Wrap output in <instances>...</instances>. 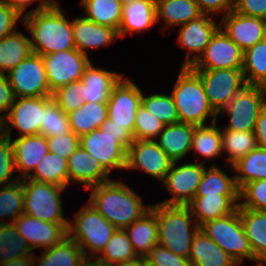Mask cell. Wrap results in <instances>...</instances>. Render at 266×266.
<instances>
[{
  "mask_svg": "<svg viewBox=\"0 0 266 266\" xmlns=\"http://www.w3.org/2000/svg\"><path fill=\"white\" fill-rule=\"evenodd\" d=\"M86 191H90L87 202L117 229H125L140 219L152 205L143 203L141 195L122 178H113Z\"/></svg>",
  "mask_w": 266,
  "mask_h": 266,
  "instance_id": "cell-1",
  "label": "cell"
},
{
  "mask_svg": "<svg viewBox=\"0 0 266 266\" xmlns=\"http://www.w3.org/2000/svg\"><path fill=\"white\" fill-rule=\"evenodd\" d=\"M64 11L60 4L26 11L22 25L31 36L32 53L43 56L75 49L72 19Z\"/></svg>",
  "mask_w": 266,
  "mask_h": 266,
  "instance_id": "cell-2",
  "label": "cell"
},
{
  "mask_svg": "<svg viewBox=\"0 0 266 266\" xmlns=\"http://www.w3.org/2000/svg\"><path fill=\"white\" fill-rule=\"evenodd\" d=\"M179 69L170 94L180 123L199 126L217 121L219 115L209 104L200 76L191 67Z\"/></svg>",
  "mask_w": 266,
  "mask_h": 266,
  "instance_id": "cell-3",
  "label": "cell"
},
{
  "mask_svg": "<svg viewBox=\"0 0 266 266\" xmlns=\"http://www.w3.org/2000/svg\"><path fill=\"white\" fill-rule=\"evenodd\" d=\"M158 222V244L188 258L195 234L200 230L187 205L152 203Z\"/></svg>",
  "mask_w": 266,
  "mask_h": 266,
  "instance_id": "cell-4",
  "label": "cell"
},
{
  "mask_svg": "<svg viewBox=\"0 0 266 266\" xmlns=\"http://www.w3.org/2000/svg\"><path fill=\"white\" fill-rule=\"evenodd\" d=\"M86 203L74 212V219H69L67 232L68 237L82 249L86 259H96L117 228Z\"/></svg>",
  "mask_w": 266,
  "mask_h": 266,
  "instance_id": "cell-5",
  "label": "cell"
},
{
  "mask_svg": "<svg viewBox=\"0 0 266 266\" xmlns=\"http://www.w3.org/2000/svg\"><path fill=\"white\" fill-rule=\"evenodd\" d=\"M24 213L45 222L69 225L64 215L62 194L68 188L52 183L23 179Z\"/></svg>",
  "mask_w": 266,
  "mask_h": 266,
  "instance_id": "cell-6",
  "label": "cell"
},
{
  "mask_svg": "<svg viewBox=\"0 0 266 266\" xmlns=\"http://www.w3.org/2000/svg\"><path fill=\"white\" fill-rule=\"evenodd\" d=\"M200 229L231 256L238 266L246 259L250 262L257 260L246 237L238 208L229 215L207 221Z\"/></svg>",
  "mask_w": 266,
  "mask_h": 266,
  "instance_id": "cell-7",
  "label": "cell"
},
{
  "mask_svg": "<svg viewBox=\"0 0 266 266\" xmlns=\"http://www.w3.org/2000/svg\"><path fill=\"white\" fill-rule=\"evenodd\" d=\"M265 105L266 87L245 85L218 113L227 117L222 127L234 131H254L259 113Z\"/></svg>",
  "mask_w": 266,
  "mask_h": 266,
  "instance_id": "cell-8",
  "label": "cell"
},
{
  "mask_svg": "<svg viewBox=\"0 0 266 266\" xmlns=\"http://www.w3.org/2000/svg\"><path fill=\"white\" fill-rule=\"evenodd\" d=\"M193 70L200 76L209 104L217 114L247 85L242 68Z\"/></svg>",
  "mask_w": 266,
  "mask_h": 266,
  "instance_id": "cell-9",
  "label": "cell"
},
{
  "mask_svg": "<svg viewBox=\"0 0 266 266\" xmlns=\"http://www.w3.org/2000/svg\"><path fill=\"white\" fill-rule=\"evenodd\" d=\"M182 163L183 161L172 163L164 181L161 183L171 196L159 203L187 205L195 197L207 165L192 161Z\"/></svg>",
  "mask_w": 266,
  "mask_h": 266,
  "instance_id": "cell-10",
  "label": "cell"
},
{
  "mask_svg": "<svg viewBox=\"0 0 266 266\" xmlns=\"http://www.w3.org/2000/svg\"><path fill=\"white\" fill-rule=\"evenodd\" d=\"M15 98L52 96L42 56L31 53L6 74Z\"/></svg>",
  "mask_w": 266,
  "mask_h": 266,
  "instance_id": "cell-11",
  "label": "cell"
},
{
  "mask_svg": "<svg viewBox=\"0 0 266 266\" xmlns=\"http://www.w3.org/2000/svg\"><path fill=\"white\" fill-rule=\"evenodd\" d=\"M42 59L52 93L60 87L80 80L91 62L89 55L83 54L76 48L43 55Z\"/></svg>",
  "mask_w": 266,
  "mask_h": 266,
  "instance_id": "cell-12",
  "label": "cell"
},
{
  "mask_svg": "<svg viewBox=\"0 0 266 266\" xmlns=\"http://www.w3.org/2000/svg\"><path fill=\"white\" fill-rule=\"evenodd\" d=\"M142 93L140 86L125 75L113 87L107 102V116L115 124L124 126L134 137L136 112L141 105Z\"/></svg>",
  "mask_w": 266,
  "mask_h": 266,
  "instance_id": "cell-13",
  "label": "cell"
},
{
  "mask_svg": "<svg viewBox=\"0 0 266 266\" xmlns=\"http://www.w3.org/2000/svg\"><path fill=\"white\" fill-rule=\"evenodd\" d=\"M218 17L202 14L178 27L177 44L185 49V59L181 67H191L204 52L212 36L220 28Z\"/></svg>",
  "mask_w": 266,
  "mask_h": 266,
  "instance_id": "cell-14",
  "label": "cell"
},
{
  "mask_svg": "<svg viewBox=\"0 0 266 266\" xmlns=\"http://www.w3.org/2000/svg\"><path fill=\"white\" fill-rule=\"evenodd\" d=\"M52 100V96L15 98L6 116L7 138L12 139L15 129L17 137L40 134L43 109Z\"/></svg>",
  "mask_w": 266,
  "mask_h": 266,
  "instance_id": "cell-15",
  "label": "cell"
},
{
  "mask_svg": "<svg viewBox=\"0 0 266 266\" xmlns=\"http://www.w3.org/2000/svg\"><path fill=\"white\" fill-rule=\"evenodd\" d=\"M80 146L95 157L110 174L125 171L127 150L121 145V136H112L100 128L80 137Z\"/></svg>",
  "mask_w": 266,
  "mask_h": 266,
  "instance_id": "cell-16",
  "label": "cell"
},
{
  "mask_svg": "<svg viewBox=\"0 0 266 266\" xmlns=\"http://www.w3.org/2000/svg\"><path fill=\"white\" fill-rule=\"evenodd\" d=\"M173 161L158 146L155 140H136L127 150L126 168L145 172L149 177L164 181Z\"/></svg>",
  "mask_w": 266,
  "mask_h": 266,
  "instance_id": "cell-17",
  "label": "cell"
},
{
  "mask_svg": "<svg viewBox=\"0 0 266 266\" xmlns=\"http://www.w3.org/2000/svg\"><path fill=\"white\" fill-rule=\"evenodd\" d=\"M243 51L219 28L192 69L243 68Z\"/></svg>",
  "mask_w": 266,
  "mask_h": 266,
  "instance_id": "cell-18",
  "label": "cell"
},
{
  "mask_svg": "<svg viewBox=\"0 0 266 266\" xmlns=\"http://www.w3.org/2000/svg\"><path fill=\"white\" fill-rule=\"evenodd\" d=\"M30 249H48L60 244L68 237V226L45 222L22 213L13 223Z\"/></svg>",
  "mask_w": 266,
  "mask_h": 266,
  "instance_id": "cell-19",
  "label": "cell"
},
{
  "mask_svg": "<svg viewBox=\"0 0 266 266\" xmlns=\"http://www.w3.org/2000/svg\"><path fill=\"white\" fill-rule=\"evenodd\" d=\"M219 21L220 28L243 52L266 38L265 19L244 16L232 10Z\"/></svg>",
  "mask_w": 266,
  "mask_h": 266,
  "instance_id": "cell-20",
  "label": "cell"
},
{
  "mask_svg": "<svg viewBox=\"0 0 266 266\" xmlns=\"http://www.w3.org/2000/svg\"><path fill=\"white\" fill-rule=\"evenodd\" d=\"M95 66L91 61L80 79V93L85 102L107 103L113 87L125 75Z\"/></svg>",
  "mask_w": 266,
  "mask_h": 266,
  "instance_id": "cell-21",
  "label": "cell"
},
{
  "mask_svg": "<svg viewBox=\"0 0 266 266\" xmlns=\"http://www.w3.org/2000/svg\"><path fill=\"white\" fill-rule=\"evenodd\" d=\"M68 188L76 184L85 189L106 183L112 176L102 167L99 161L81 146L68 158ZM111 177V178H110Z\"/></svg>",
  "mask_w": 266,
  "mask_h": 266,
  "instance_id": "cell-22",
  "label": "cell"
},
{
  "mask_svg": "<svg viewBox=\"0 0 266 266\" xmlns=\"http://www.w3.org/2000/svg\"><path fill=\"white\" fill-rule=\"evenodd\" d=\"M15 169L19 179L28 178L42 158L49 152L47 138L41 134L13 137Z\"/></svg>",
  "mask_w": 266,
  "mask_h": 266,
  "instance_id": "cell-23",
  "label": "cell"
},
{
  "mask_svg": "<svg viewBox=\"0 0 266 266\" xmlns=\"http://www.w3.org/2000/svg\"><path fill=\"white\" fill-rule=\"evenodd\" d=\"M72 29L75 48L85 55L88 50L107 47L119 39L115 29L87 20L83 15L72 18Z\"/></svg>",
  "mask_w": 266,
  "mask_h": 266,
  "instance_id": "cell-24",
  "label": "cell"
},
{
  "mask_svg": "<svg viewBox=\"0 0 266 266\" xmlns=\"http://www.w3.org/2000/svg\"><path fill=\"white\" fill-rule=\"evenodd\" d=\"M157 26L156 0H134L123 5L118 28L119 39L127 35L147 33Z\"/></svg>",
  "mask_w": 266,
  "mask_h": 266,
  "instance_id": "cell-25",
  "label": "cell"
},
{
  "mask_svg": "<svg viewBox=\"0 0 266 266\" xmlns=\"http://www.w3.org/2000/svg\"><path fill=\"white\" fill-rule=\"evenodd\" d=\"M239 205V195L195 196L188 204L196 223L218 219L234 212Z\"/></svg>",
  "mask_w": 266,
  "mask_h": 266,
  "instance_id": "cell-26",
  "label": "cell"
},
{
  "mask_svg": "<svg viewBox=\"0 0 266 266\" xmlns=\"http://www.w3.org/2000/svg\"><path fill=\"white\" fill-rule=\"evenodd\" d=\"M195 126L180 122L165 125L155 141L173 162L185 161L186 156L192 154L190 150Z\"/></svg>",
  "mask_w": 266,
  "mask_h": 266,
  "instance_id": "cell-27",
  "label": "cell"
},
{
  "mask_svg": "<svg viewBox=\"0 0 266 266\" xmlns=\"http://www.w3.org/2000/svg\"><path fill=\"white\" fill-rule=\"evenodd\" d=\"M157 24L166 31L175 29L202 15L195 0H156ZM163 21V22H162ZM163 23V24H162Z\"/></svg>",
  "mask_w": 266,
  "mask_h": 266,
  "instance_id": "cell-28",
  "label": "cell"
},
{
  "mask_svg": "<svg viewBox=\"0 0 266 266\" xmlns=\"http://www.w3.org/2000/svg\"><path fill=\"white\" fill-rule=\"evenodd\" d=\"M188 259L191 266H238L236 261L201 229L194 236Z\"/></svg>",
  "mask_w": 266,
  "mask_h": 266,
  "instance_id": "cell-29",
  "label": "cell"
},
{
  "mask_svg": "<svg viewBox=\"0 0 266 266\" xmlns=\"http://www.w3.org/2000/svg\"><path fill=\"white\" fill-rule=\"evenodd\" d=\"M197 156V163H206V160L220 159L223 156L221 143V125L218 121L207 125L195 126L191 150ZM203 157V158H202ZM202 158L203 160H199Z\"/></svg>",
  "mask_w": 266,
  "mask_h": 266,
  "instance_id": "cell-30",
  "label": "cell"
},
{
  "mask_svg": "<svg viewBox=\"0 0 266 266\" xmlns=\"http://www.w3.org/2000/svg\"><path fill=\"white\" fill-rule=\"evenodd\" d=\"M124 230L128 234L136 254L141 258H145L158 244L157 216L152 209Z\"/></svg>",
  "mask_w": 266,
  "mask_h": 266,
  "instance_id": "cell-31",
  "label": "cell"
},
{
  "mask_svg": "<svg viewBox=\"0 0 266 266\" xmlns=\"http://www.w3.org/2000/svg\"><path fill=\"white\" fill-rule=\"evenodd\" d=\"M34 266H83L86 260L82 249L69 237L52 248L44 249L35 255Z\"/></svg>",
  "mask_w": 266,
  "mask_h": 266,
  "instance_id": "cell-32",
  "label": "cell"
},
{
  "mask_svg": "<svg viewBox=\"0 0 266 266\" xmlns=\"http://www.w3.org/2000/svg\"><path fill=\"white\" fill-rule=\"evenodd\" d=\"M237 208L254 257L266 260V212L239 205Z\"/></svg>",
  "mask_w": 266,
  "mask_h": 266,
  "instance_id": "cell-33",
  "label": "cell"
},
{
  "mask_svg": "<svg viewBox=\"0 0 266 266\" xmlns=\"http://www.w3.org/2000/svg\"><path fill=\"white\" fill-rule=\"evenodd\" d=\"M32 53L29 36L17 30L0 40V74H8Z\"/></svg>",
  "mask_w": 266,
  "mask_h": 266,
  "instance_id": "cell-34",
  "label": "cell"
},
{
  "mask_svg": "<svg viewBox=\"0 0 266 266\" xmlns=\"http://www.w3.org/2000/svg\"><path fill=\"white\" fill-rule=\"evenodd\" d=\"M107 111V103L85 102L80 108L67 114L70 130L81 137L100 128L108 118Z\"/></svg>",
  "mask_w": 266,
  "mask_h": 266,
  "instance_id": "cell-35",
  "label": "cell"
},
{
  "mask_svg": "<svg viewBox=\"0 0 266 266\" xmlns=\"http://www.w3.org/2000/svg\"><path fill=\"white\" fill-rule=\"evenodd\" d=\"M234 171L235 182L240 190L248 182L266 179V150L256 147L233 166L224 165Z\"/></svg>",
  "mask_w": 266,
  "mask_h": 266,
  "instance_id": "cell-36",
  "label": "cell"
},
{
  "mask_svg": "<svg viewBox=\"0 0 266 266\" xmlns=\"http://www.w3.org/2000/svg\"><path fill=\"white\" fill-rule=\"evenodd\" d=\"M223 169L215 162L206 166L195 196L239 195L235 175H228Z\"/></svg>",
  "mask_w": 266,
  "mask_h": 266,
  "instance_id": "cell-37",
  "label": "cell"
},
{
  "mask_svg": "<svg viewBox=\"0 0 266 266\" xmlns=\"http://www.w3.org/2000/svg\"><path fill=\"white\" fill-rule=\"evenodd\" d=\"M222 153L227 155L226 165L233 166L251 150L257 147L254 131H234L221 125Z\"/></svg>",
  "mask_w": 266,
  "mask_h": 266,
  "instance_id": "cell-38",
  "label": "cell"
},
{
  "mask_svg": "<svg viewBox=\"0 0 266 266\" xmlns=\"http://www.w3.org/2000/svg\"><path fill=\"white\" fill-rule=\"evenodd\" d=\"M84 18L118 32L123 4L119 0H87L82 5Z\"/></svg>",
  "mask_w": 266,
  "mask_h": 266,
  "instance_id": "cell-39",
  "label": "cell"
},
{
  "mask_svg": "<svg viewBox=\"0 0 266 266\" xmlns=\"http://www.w3.org/2000/svg\"><path fill=\"white\" fill-rule=\"evenodd\" d=\"M68 159L48 152L28 177L37 182L52 183L68 188Z\"/></svg>",
  "mask_w": 266,
  "mask_h": 266,
  "instance_id": "cell-40",
  "label": "cell"
},
{
  "mask_svg": "<svg viewBox=\"0 0 266 266\" xmlns=\"http://www.w3.org/2000/svg\"><path fill=\"white\" fill-rule=\"evenodd\" d=\"M242 71L247 85L266 87V38L243 53Z\"/></svg>",
  "mask_w": 266,
  "mask_h": 266,
  "instance_id": "cell-41",
  "label": "cell"
},
{
  "mask_svg": "<svg viewBox=\"0 0 266 266\" xmlns=\"http://www.w3.org/2000/svg\"><path fill=\"white\" fill-rule=\"evenodd\" d=\"M22 213H24L23 179L0 186V224H13Z\"/></svg>",
  "mask_w": 266,
  "mask_h": 266,
  "instance_id": "cell-42",
  "label": "cell"
},
{
  "mask_svg": "<svg viewBox=\"0 0 266 266\" xmlns=\"http://www.w3.org/2000/svg\"><path fill=\"white\" fill-rule=\"evenodd\" d=\"M136 258L140 257L136 254L128 234L124 229H117L96 259L102 263L114 265Z\"/></svg>",
  "mask_w": 266,
  "mask_h": 266,
  "instance_id": "cell-43",
  "label": "cell"
},
{
  "mask_svg": "<svg viewBox=\"0 0 266 266\" xmlns=\"http://www.w3.org/2000/svg\"><path fill=\"white\" fill-rule=\"evenodd\" d=\"M32 254L33 251L14 224H0V263Z\"/></svg>",
  "mask_w": 266,
  "mask_h": 266,
  "instance_id": "cell-44",
  "label": "cell"
},
{
  "mask_svg": "<svg viewBox=\"0 0 266 266\" xmlns=\"http://www.w3.org/2000/svg\"><path fill=\"white\" fill-rule=\"evenodd\" d=\"M141 104L165 125L179 123L177 109L170 92L142 93Z\"/></svg>",
  "mask_w": 266,
  "mask_h": 266,
  "instance_id": "cell-45",
  "label": "cell"
},
{
  "mask_svg": "<svg viewBox=\"0 0 266 266\" xmlns=\"http://www.w3.org/2000/svg\"><path fill=\"white\" fill-rule=\"evenodd\" d=\"M70 131L68 116L52 100L43 109V118L40 123V134L48 137L63 135Z\"/></svg>",
  "mask_w": 266,
  "mask_h": 266,
  "instance_id": "cell-46",
  "label": "cell"
},
{
  "mask_svg": "<svg viewBox=\"0 0 266 266\" xmlns=\"http://www.w3.org/2000/svg\"><path fill=\"white\" fill-rule=\"evenodd\" d=\"M164 127L165 124L149 113L142 104L139 106L134 125V139L155 140Z\"/></svg>",
  "mask_w": 266,
  "mask_h": 266,
  "instance_id": "cell-47",
  "label": "cell"
},
{
  "mask_svg": "<svg viewBox=\"0 0 266 266\" xmlns=\"http://www.w3.org/2000/svg\"><path fill=\"white\" fill-rule=\"evenodd\" d=\"M239 206L266 212V179L245 184L239 190Z\"/></svg>",
  "mask_w": 266,
  "mask_h": 266,
  "instance_id": "cell-48",
  "label": "cell"
},
{
  "mask_svg": "<svg viewBox=\"0 0 266 266\" xmlns=\"http://www.w3.org/2000/svg\"><path fill=\"white\" fill-rule=\"evenodd\" d=\"M80 93V80L58 88L53 92V100L66 114L80 108L85 101L78 95Z\"/></svg>",
  "mask_w": 266,
  "mask_h": 266,
  "instance_id": "cell-49",
  "label": "cell"
},
{
  "mask_svg": "<svg viewBox=\"0 0 266 266\" xmlns=\"http://www.w3.org/2000/svg\"><path fill=\"white\" fill-rule=\"evenodd\" d=\"M15 169L12 142L9 138L0 141V186L19 180Z\"/></svg>",
  "mask_w": 266,
  "mask_h": 266,
  "instance_id": "cell-50",
  "label": "cell"
},
{
  "mask_svg": "<svg viewBox=\"0 0 266 266\" xmlns=\"http://www.w3.org/2000/svg\"><path fill=\"white\" fill-rule=\"evenodd\" d=\"M49 152L68 159L80 146V137L71 130L63 135L47 138Z\"/></svg>",
  "mask_w": 266,
  "mask_h": 266,
  "instance_id": "cell-51",
  "label": "cell"
},
{
  "mask_svg": "<svg viewBox=\"0 0 266 266\" xmlns=\"http://www.w3.org/2000/svg\"><path fill=\"white\" fill-rule=\"evenodd\" d=\"M145 259L154 266H191L188 258L177 255L160 244H156Z\"/></svg>",
  "mask_w": 266,
  "mask_h": 266,
  "instance_id": "cell-52",
  "label": "cell"
},
{
  "mask_svg": "<svg viewBox=\"0 0 266 266\" xmlns=\"http://www.w3.org/2000/svg\"><path fill=\"white\" fill-rule=\"evenodd\" d=\"M23 16L4 0H0V40L17 31Z\"/></svg>",
  "mask_w": 266,
  "mask_h": 266,
  "instance_id": "cell-53",
  "label": "cell"
},
{
  "mask_svg": "<svg viewBox=\"0 0 266 266\" xmlns=\"http://www.w3.org/2000/svg\"><path fill=\"white\" fill-rule=\"evenodd\" d=\"M202 14L225 16L234 10L235 0H195Z\"/></svg>",
  "mask_w": 266,
  "mask_h": 266,
  "instance_id": "cell-54",
  "label": "cell"
},
{
  "mask_svg": "<svg viewBox=\"0 0 266 266\" xmlns=\"http://www.w3.org/2000/svg\"><path fill=\"white\" fill-rule=\"evenodd\" d=\"M234 11L266 20V0H235Z\"/></svg>",
  "mask_w": 266,
  "mask_h": 266,
  "instance_id": "cell-55",
  "label": "cell"
},
{
  "mask_svg": "<svg viewBox=\"0 0 266 266\" xmlns=\"http://www.w3.org/2000/svg\"><path fill=\"white\" fill-rule=\"evenodd\" d=\"M102 131H106L107 134L112 136H121V145L128 150L129 146L134 142L133 135L125 129L122 125L115 124L114 121L107 118L100 126Z\"/></svg>",
  "mask_w": 266,
  "mask_h": 266,
  "instance_id": "cell-56",
  "label": "cell"
},
{
  "mask_svg": "<svg viewBox=\"0 0 266 266\" xmlns=\"http://www.w3.org/2000/svg\"><path fill=\"white\" fill-rule=\"evenodd\" d=\"M15 96L5 74H0V113L7 116Z\"/></svg>",
  "mask_w": 266,
  "mask_h": 266,
  "instance_id": "cell-57",
  "label": "cell"
},
{
  "mask_svg": "<svg viewBox=\"0 0 266 266\" xmlns=\"http://www.w3.org/2000/svg\"><path fill=\"white\" fill-rule=\"evenodd\" d=\"M9 5H11L15 10H17L22 16L26 15V10L33 3L38 2L36 10L41 8L53 7L59 5L58 0H4Z\"/></svg>",
  "mask_w": 266,
  "mask_h": 266,
  "instance_id": "cell-58",
  "label": "cell"
},
{
  "mask_svg": "<svg viewBox=\"0 0 266 266\" xmlns=\"http://www.w3.org/2000/svg\"><path fill=\"white\" fill-rule=\"evenodd\" d=\"M254 134L257 140V146L266 150V105L259 113Z\"/></svg>",
  "mask_w": 266,
  "mask_h": 266,
  "instance_id": "cell-59",
  "label": "cell"
},
{
  "mask_svg": "<svg viewBox=\"0 0 266 266\" xmlns=\"http://www.w3.org/2000/svg\"><path fill=\"white\" fill-rule=\"evenodd\" d=\"M0 266H34V253L26 257L0 263Z\"/></svg>",
  "mask_w": 266,
  "mask_h": 266,
  "instance_id": "cell-60",
  "label": "cell"
},
{
  "mask_svg": "<svg viewBox=\"0 0 266 266\" xmlns=\"http://www.w3.org/2000/svg\"><path fill=\"white\" fill-rule=\"evenodd\" d=\"M144 258H136L131 261L119 262L112 266H143Z\"/></svg>",
  "mask_w": 266,
  "mask_h": 266,
  "instance_id": "cell-61",
  "label": "cell"
},
{
  "mask_svg": "<svg viewBox=\"0 0 266 266\" xmlns=\"http://www.w3.org/2000/svg\"><path fill=\"white\" fill-rule=\"evenodd\" d=\"M7 138L6 116L0 113V141Z\"/></svg>",
  "mask_w": 266,
  "mask_h": 266,
  "instance_id": "cell-62",
  "label": "cell"
},
{
  "mask_svg": "<svg viewBox=\"0 0 266 266\" xmlns=\"http://www.w3.org/2000/svg\"><path fill=\"white\" fill-rule=\"evenodd\" d=\"M83 266H112V265L102 263L97 259H86Z\"/></svg>",
  "mask_w": 266,
  "mask_h": 266,
  "instance_id": "cell-63",
  "label": "cell"
},
{
  "mask_svg": "<svg viewBox=\"0 0 266 266\" xmlns=\"http://www.w3.org/2000/svg\"><path fill=\"white\" fill-rule=\"evenodd\" d=\"M255 264L254 266H266V260L265 259H257L253 261Z\"/></svg>",
  "mask_w": 266,
  "mask_h": 266,
  "instance_id": "cell-64",
  "label": "cell"
},
{
  "mask_svg": "<svg viewBox=\"0 0 266 266\" xmlns=\"http://www.w3.org/2000/svg\"><path fill=\"white\" fill-rule=\"evenodd\" d=\"M123 5L129 4L130 2L134 0H119Z\"/></svg>",
  "mask_w": 266,
  "mask_h": 266,
  "instance_id": "cell-65",
  "label": "cell"
},
{
  "mask_svg": "<svg viewBox=\"0 0 266 266\" xmlns=\"http://www.w3.org/2000/svg\"><path fill=\"white\" fill-rule=\"evenodd\" d=\"M143 266H154L152 264H150L145 258L143 260Z\"/></svg>",
  "mask_w": 266,
  "mask_h": 266,
  "instance_id": "cell-66",
  "label": "cell"
},
{
  "mask_svg": "<svg viewBox=\"0 0 266 266\" xmlns=\"http://www.w3.org/2000/svg\"><path fill=\"white\" fill-rule=\"evenodd\" d=\"M81 2H80V5H82L85 1H87V0H80Z\"/></svg>",
  "mask_w": 266,
  "mask_h": 266,
  "instance_id": "cell-67",
  "label": "cell"
}]
</instances>
